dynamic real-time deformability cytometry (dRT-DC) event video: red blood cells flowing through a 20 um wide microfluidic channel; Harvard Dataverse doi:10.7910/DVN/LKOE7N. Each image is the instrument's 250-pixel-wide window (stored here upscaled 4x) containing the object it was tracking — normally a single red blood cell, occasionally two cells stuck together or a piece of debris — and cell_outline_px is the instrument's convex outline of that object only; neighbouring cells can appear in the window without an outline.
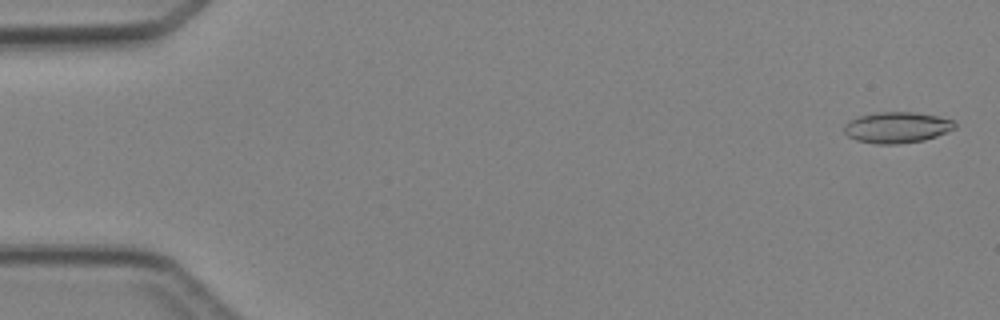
{"species": "Egyptian fruit bat (a non-hibernating species)", "species_latin": "Rousettus aegyptiacus", "temperature_condition": "cold", "stored_images_in_passage": 4, "camera_frame_rate_fps": 3000, "um_per_image_px": 0.085, "animal": {"sex": "female"}, "frame": {"image": 1, "passage_image": 1, "time_ms": 0.0, "image_size_px": [1000, 320], "cell_outline_px": [[956, 128], [936, 136], [924, 140], [896, 144], [876, 144], [856, 140], [848, 136], [844, 132], [844, 124], [848, 120], [856, 116], [876, 112], [916, 112], [940, 116], [952, 120], [956, 124]], "centroid_in_image_um": [76.21, 10.82], "position_along_channel_um": 8.8, "area_um2": 20.23}}
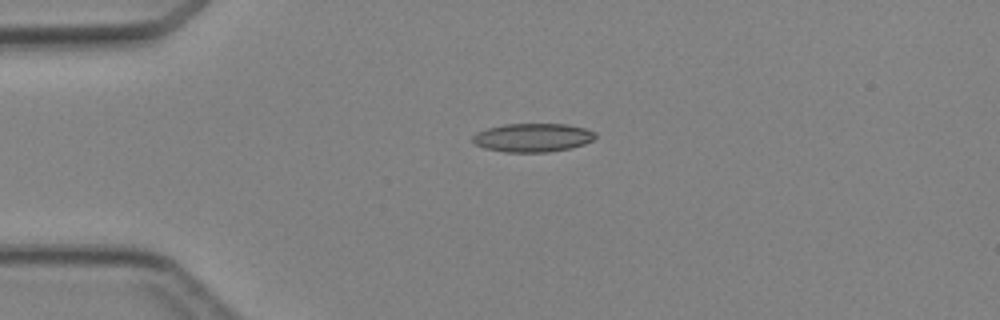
{"frame": {"image": 2, "passage_image": 4, "time_ms": 3.333, "image_size_px": [1000, 320], "cell_outline_px": [[596, 136], [592, 140], [584, 144], [572, 148], [548, 152], [504, 152], [484, 148], [476, 144], [472, 140], [472, 136], [476, 132], [488, 128], [504, 124], [568, 124], [584, 128], [596, 132]], "centroid_in_image_um": [45.28, 11.7], "position_along_channel_um": 39.7, "area_um2": 20.52}}